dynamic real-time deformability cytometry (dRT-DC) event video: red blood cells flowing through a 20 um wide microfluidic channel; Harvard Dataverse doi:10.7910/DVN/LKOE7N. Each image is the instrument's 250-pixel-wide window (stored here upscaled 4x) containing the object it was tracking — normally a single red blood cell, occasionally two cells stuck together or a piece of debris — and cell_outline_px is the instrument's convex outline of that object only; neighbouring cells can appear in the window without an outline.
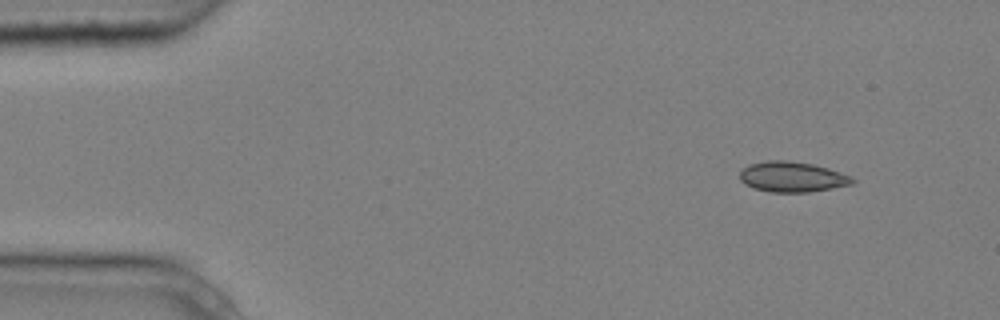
{"species": "common noctule bat (a hibernating species)", "species_latin": "Nyctalus noctula", "temperature_condition": "cold", "stored_images_in_passage": 8, "camera_frame_rate_fps": 3000, "um_per_image_px": 0.085, "animal": {"sex": "male", "body_mass_g": 20.4}, "frame": {"image": 1, "passage_image": 1, "time_ms": 0.0, "image_size_px": [1000, 320], "cell_outline_px": [[856, 180], [852, 184], [832, 188], [808, 192], [768, 192], [752, 188], [744, 184], [740, 180], [740, 172], [748, 164], [764, 160], [788, 160], [812, 164], [828, 168], [852, 176]], "centroid_in_image_um": [67.31, 15.03], "position_along_channel_um": 17.7, "area_um2": 20.11}}
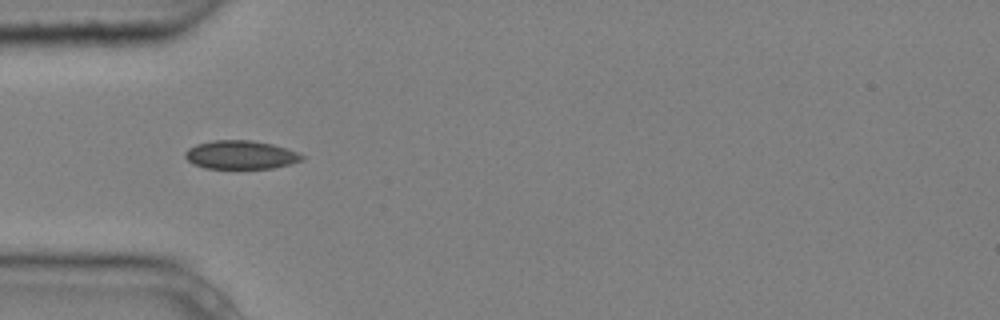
{"frame": {"image": 2, "passage_image": 4, "time_ms": 1.0, "image_size_px": [1000, 320], "cell_outline_px": [[304, 160], [292, 164], [272, 168], [204, 168], [192, 164], [184, 156], [184, 152], [188, 148], [196, 144], [212, 140], [252, 140], [272, 144], [300, 152], [304, 156]], "centroid_in_image_um": [20.47, 13.16], "position_along_channel_um": 64.5, "area_um2": 19.65}}
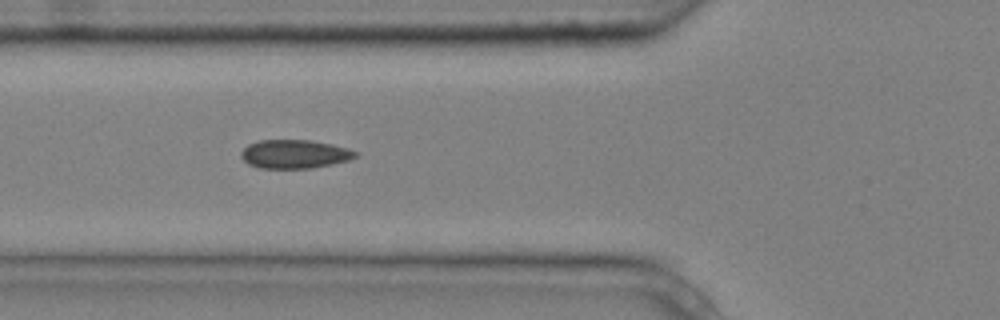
{"frame": {"image": 3, "passage_image": 5, "time_ms": 1.333, "image_size_px": [1000, 320], "cell_outline_px": [[360, 152], [356, 156], [348, 160], [332, 164], [312, 168], [256, 168], [248, 164], [240, 156], [240, 152], [248, 144], [260, 140], [312, 140], [332, 144], [348, 148]], "centroid_in_image_um": [25.03, 13.09], "position_along_channel_um": 100.8, "area_um2": 19.25}}